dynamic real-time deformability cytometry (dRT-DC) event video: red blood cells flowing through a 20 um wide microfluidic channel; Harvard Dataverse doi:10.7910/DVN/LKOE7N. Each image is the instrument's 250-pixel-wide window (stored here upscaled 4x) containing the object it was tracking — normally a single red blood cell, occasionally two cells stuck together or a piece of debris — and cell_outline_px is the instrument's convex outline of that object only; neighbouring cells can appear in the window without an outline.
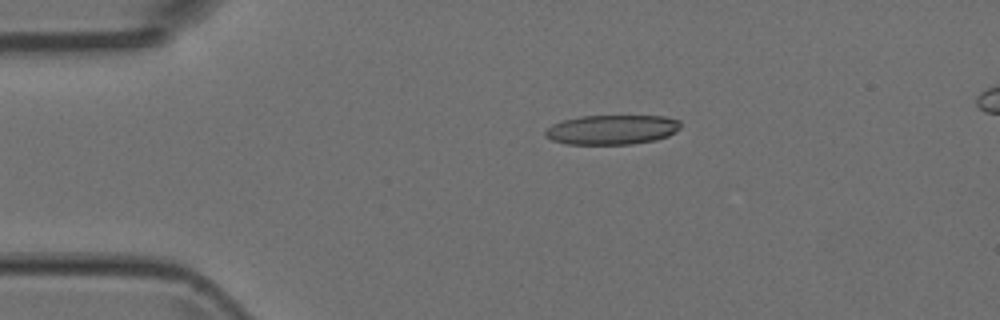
{"species": "Egyptian fruit bat (a non-hibernating species)", "species_latin": "Rousettus aegyptiacus", "temperature_condition": "room temperature", "stored_images_in_passage": 5, "segment_of_instrument_passage": [1, 2], "camera_frame_rate_fps": 3000, "um_per_image_px": 0.085, "animal": {"sex": "female"}, "frame": {"image": 1, "passage_image": 3, "time_ms": 0.667, "image_size_px": [1000, 320], "cell_outline_px": [[680, 128], [668, 136], [656, 140], [632, 144], [564, 144], [552, 140], [544, 136], [544, 132], [552, 124], [560, 120], [580, 116], [664, 116], [680, 120]], "centroid_in_image_um": [51.99, 11.02], "position_along_channel_um": 33.0, "area_um2": 23.52}}